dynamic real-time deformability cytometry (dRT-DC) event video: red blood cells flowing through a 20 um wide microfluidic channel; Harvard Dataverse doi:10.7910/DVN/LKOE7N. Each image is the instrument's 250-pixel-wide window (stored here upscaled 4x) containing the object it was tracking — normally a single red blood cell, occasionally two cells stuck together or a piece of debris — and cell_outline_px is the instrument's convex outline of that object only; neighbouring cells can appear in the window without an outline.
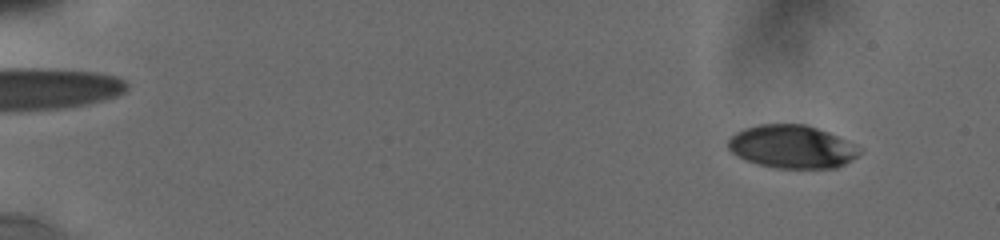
{"species": "human", "species_latin": "Homo sapiens", "temperature_condition": "cold", "stored_images_in_passage": 46, "camera_frame_rate_fps": 3000, "um_per_image_px": 0.085, "donor": {"sex": "male"}, "frame": {"image": 1, "passage_image": 2, "time_ms": 0.667, "image_size_px": [1000, 240], "cell_outline_px": [[860, 152], [856, 156], [844, 164], [836, 168], [776, 168], [760, 164], [736, 156], [728, 148], [728, 140], [736, 132], [744, 128], [760, 124], [804, 124], [828, 132], [836, 136]], "centroid_in_image_um": [67.22, 12.47], "position_along_channel_um": 17.8, "area_um2": 32.19}}
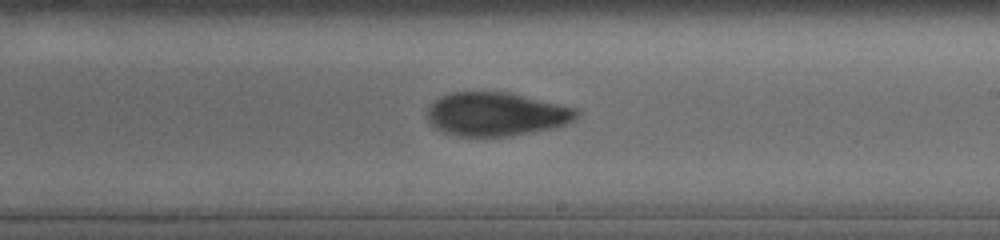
{"frame": {"image": 2, "passage_image": 18, "time_ms": 10.667, "image_size_px": [1000, 240], "cell_outline_px": [[580, 116], [576, 120], [556, 128], [512, 136], [456, 136], [444, 132], [436, 128], [428, 120], [428, 108], [440, 96], [452, 92], [508, 92], [560, 104], [576, 108], [580, 112]], "centroid_in_image_um": [42.24, 9.71], "position_along_channel_um": 246.8, "area_um2": 38.15}}
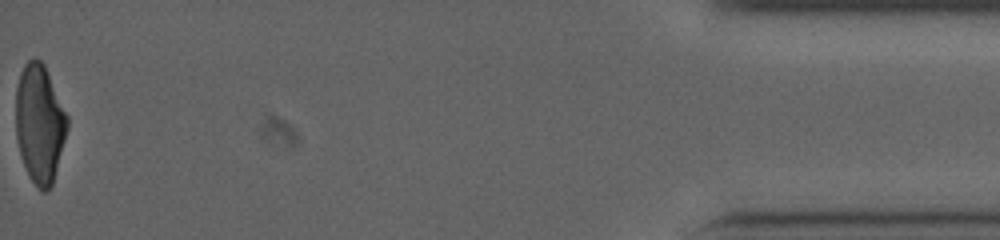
{"frame": {"image": 3, "passage_image": 46, "time_ms": 17.667, "image_size_px": [1000, 240], "cell_outline_px": [[68, 128], [52, 184], [44, 192], [28, 176], [20, 156], [16, 136], [16, 88], [20, 72], [24, 64], [32, 56], [40, 60], [44, 64], [68, 116]], "centroid_in_image_um": [3.35, 10.46], "position_along_channel_um": 431.8, "area_um2": 35.49}, "authors_computed_cell_mechanics": {"area_um2": 36.7319, "velocity_mm_per_s": 3.8264, "shape_relaxation_time_tau1_ms": 9.2565, "shape_relaxation_time_tau2_ms": 2.1636, "deformation_change_tau1": 0.2094, "deformation_change_tau2": 0.0719}}